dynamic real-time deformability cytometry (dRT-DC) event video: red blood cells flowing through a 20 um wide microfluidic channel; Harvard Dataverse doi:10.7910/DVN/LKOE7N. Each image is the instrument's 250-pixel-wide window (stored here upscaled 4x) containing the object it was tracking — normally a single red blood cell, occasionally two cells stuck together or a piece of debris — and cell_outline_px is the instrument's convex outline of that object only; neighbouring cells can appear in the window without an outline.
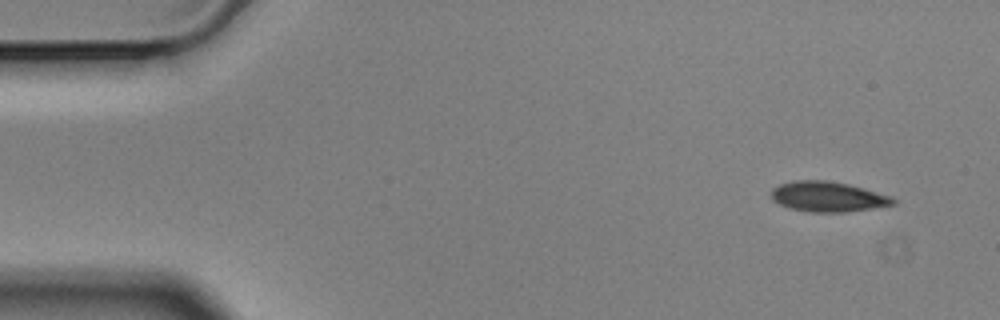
{"species": "Egyptian fruit bat (a non-hibernating species)", "species_latin": "Rousettus aegyptiacus", "temperature_condition": "cold", "stored_images_in_passage": 4, "camera_frame_rate_fps": 3000, "um_per_image_px": 0.085, "animal": {"sex": "male"}, "frame": {"image": 1, "passage_image": 1, "time_ms": 0.0, "image_size_px": [1000, 320], "cell_outline_px": [[896, 204], [872, 208], [844, 212], [812, 212], [788, 208], [772, 200], [772, 188], [780, 184], [796, 180], [828, 180], [848, 184], [864, 188], [892, 196], [896, 200]], "centroid_in_image_um": [70.38, 16.71], "position_along_channel_um": 14.6, "area_um2": 21.44}}
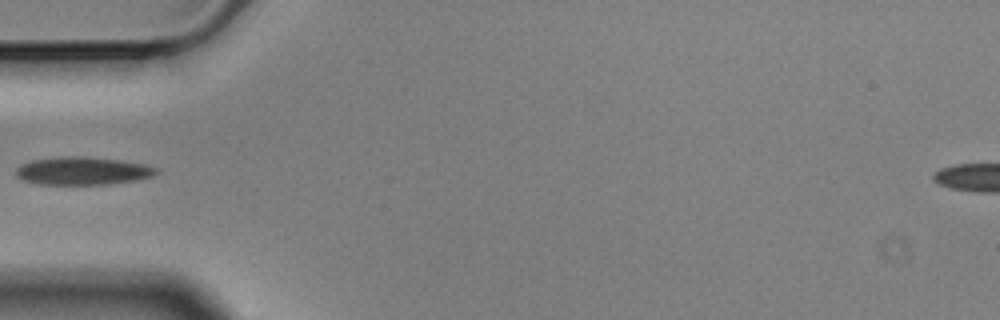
{"frame": {"image": 2, "passage_image": 4, "time_ms": 1.0, "image_size_px": [1000, 320], "cell_outline_px": [[160, 172], [152, 176], [140, 180], [108, 184], [40, 184], [24, 180], [16, 176], [16, 168], [20, 164], [32, 160], [60, 156], [80, 156], [120, 160], [148, 164], [160, 168]], "centroid_in_image_um": [7.09, 14.52], "position_along_channel_um": 77.9, "area_um2": 23.12}}